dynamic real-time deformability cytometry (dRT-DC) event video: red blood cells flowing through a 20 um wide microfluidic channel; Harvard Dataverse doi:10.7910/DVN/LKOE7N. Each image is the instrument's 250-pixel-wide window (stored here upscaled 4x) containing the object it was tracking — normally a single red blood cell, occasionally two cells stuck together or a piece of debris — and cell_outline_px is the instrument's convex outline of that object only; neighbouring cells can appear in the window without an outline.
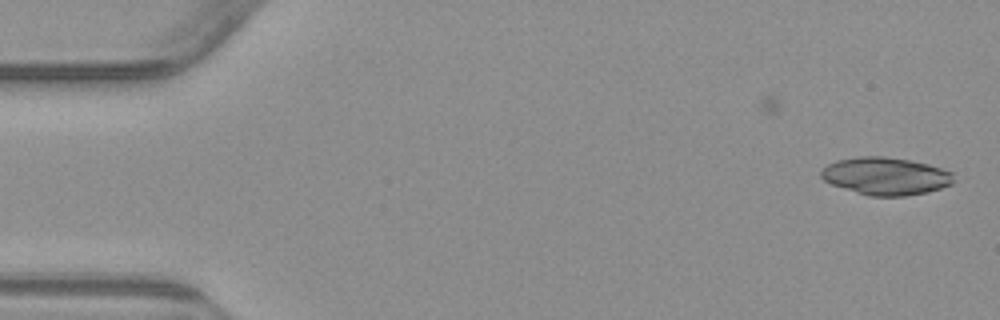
{"species": "common noctule bat (a hibernating species)", "species_latin": "Nyctalus noctula", "temperature_condition": "warm", "stored_images_in_passage": 35, "camera_frame_rate_fps": 3000, "um_per_image_px": 0.085, "animal": {"sex": "male", "body_mass_g": 23.1, "forearm_length_mm": 52.7}, "frame": {"image": 1, "passage_image": 1, "time_ms": 0.0, "image_size_px": [1000, 320], "cell_outline_px": [[952, 184], [928, 192], [904, 196], [868, 196], [832, 184], [824, 180], [820, 176], [820, 172], [828, 164], [836, 160], [856, 156], [884, 156], [908, 160], [928, 164], [952, 172]], "centroid_in_image_um": [75.26, 14.96], "position_along_channel_um": 9.7, "area_um2": 28.9}}